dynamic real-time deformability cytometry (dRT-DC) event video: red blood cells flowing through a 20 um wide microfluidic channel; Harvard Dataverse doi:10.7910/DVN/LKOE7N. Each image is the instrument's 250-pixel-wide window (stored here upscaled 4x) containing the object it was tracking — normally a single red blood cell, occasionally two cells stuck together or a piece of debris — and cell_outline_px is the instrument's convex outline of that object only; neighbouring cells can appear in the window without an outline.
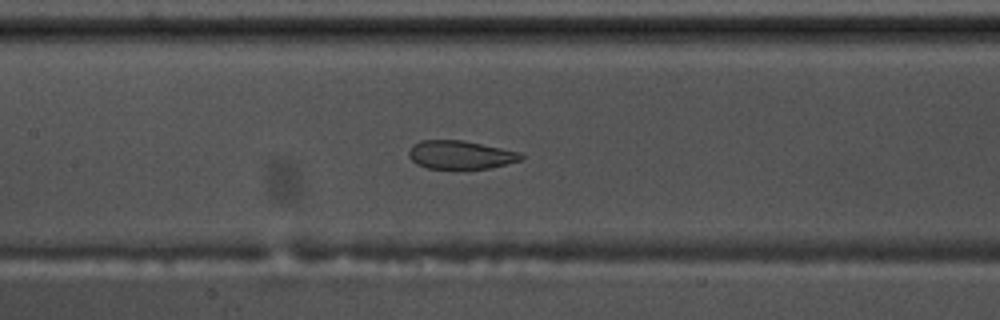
{"species": "common noctule bat (a hibernating species)", "species_latin": "Nyctalus noctula", "temperature_condition": "warm", "stored_images_in_passage": 58, "camera_frame_rate_fps": 3000, "um_per_image_px": 0.085, "animal": {"sex": "male", "body_mass_g": 17.5, "forearm_length_mm": 52.3}, "frame": {"image": 1, "passage_image": 27, "time_ms": 8.667, "image_size_px": [1000, 320], "cell_outline_px": [[524, 156], [520, 160], [488, 168], [428, 168], [416, 164], [408, 156], [408, 152], [412, 144], [420, 140], [464, 140], [520, 152]], "centroid_in_image_um": [39.09, 13.14], "position_along_channel_um": 168.3, "area_um2": 18.44}}
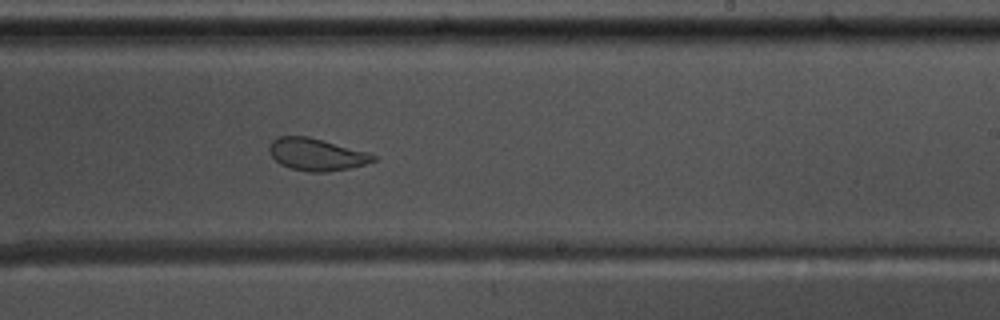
{"frame": {"image": 2, "passage_image": 35, "time_ms": 11.333, "image_size_px": [1000, 320], "cell_outline_px": [[376, 160], [364, 164], [348, 168], [324, 172], [308, 172], [292, 168], [280, 164], [268, 152], [268, 148], [272, 140], [276, 136], [308, 136], [368, 152], [376, 156]], "centroid_in_image_um": [26.86, 13.11], "position_along_channel_um": 262.1, "area_um2": 19.42}}
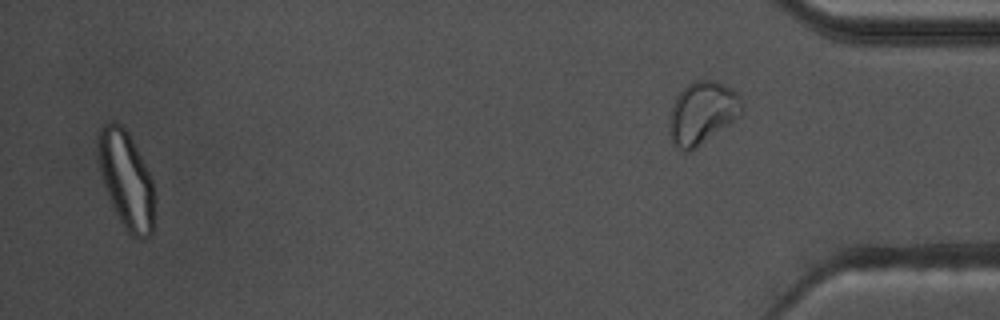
{"frame": {"image": 3, "passage_image": 56, "time_ms": 18.333, "image_size_px": [1000, 320], "cell_outline_px": [[152, 236], [144, 240], [140, 240], [132, 236], [124, 228], [108, 196], [96, 156], [96, 144], [100, 128], [104, 124], [112, 120], [120, 124], [128, 132], [152, 180]], "centroid_in_image_um": [10.68, 15.26], "position_along_channel_um": 424.5, "area_um2": 31.5}, "authors_computed_cell_mechanics": {"area_um2": 26.0678, "velocity_mm_per_s": 3.5287, "shape_relaxation_time_tau1_ms": null, "shape_relaxation_time_tau2_ms": 1.2993, "deformation_change_tau1": null, "deformation_change_tau2": 0.0769}}